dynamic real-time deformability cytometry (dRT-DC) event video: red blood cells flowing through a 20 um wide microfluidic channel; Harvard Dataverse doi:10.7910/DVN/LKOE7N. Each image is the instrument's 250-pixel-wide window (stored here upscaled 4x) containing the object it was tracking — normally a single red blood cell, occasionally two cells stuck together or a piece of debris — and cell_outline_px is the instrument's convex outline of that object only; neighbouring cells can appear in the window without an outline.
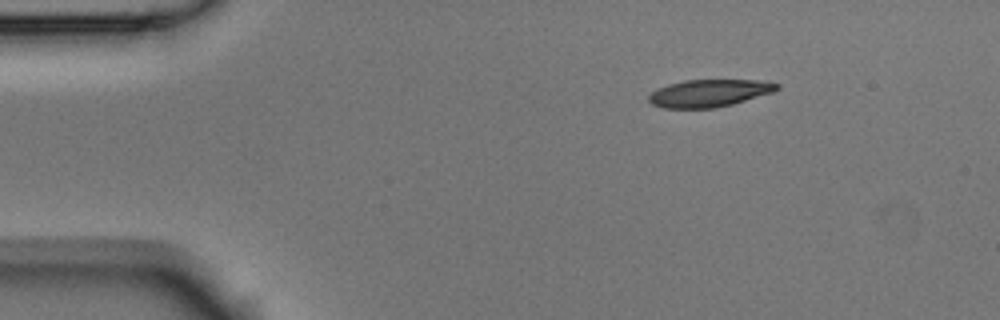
{"species": "Egyptian fruit bat (a non-hibernating species)", "species_latin": "Rousettus aegyptiacus", "temperature_condition": "room temperature", "stored_images_in_passage": 5, "segment_of_instrument_passage": [2, 2], "camera_frame_rate_fps": 3000, "um_per_image_px": 0.085, "animal": {"sex": "male"}, "frame": {"image": 1, "passage_image": 5, "time_ms": 1.333, "image_size_px": [1000, 320], "cell_outline_px": [[780, 88], [772, 92], [732, 104], [716, 108], [664, 108], [652, 104], [648, 100], [648, 96], [656, 88], [668, 84], [684, 80], [760, 80], [780, 84]], "centroid_in_image_um": [60.25, 7.91], "position_along_channel_um": 24.7, "area_um2": 20.46}}